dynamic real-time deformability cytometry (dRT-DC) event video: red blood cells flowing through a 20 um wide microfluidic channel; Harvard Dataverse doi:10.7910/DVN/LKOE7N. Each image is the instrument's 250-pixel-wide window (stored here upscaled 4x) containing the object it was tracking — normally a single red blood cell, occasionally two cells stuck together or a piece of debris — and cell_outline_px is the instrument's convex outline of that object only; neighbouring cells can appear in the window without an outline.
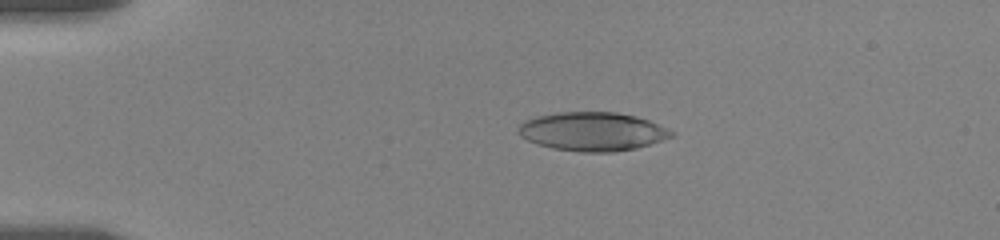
{"species": "human", "species_latin": "Homo sapiens", "temperature_condition": "room temperature", "stored_images_in_passage": 59, "camera_frame_rate_fps": 3000, "um_per_image_px": 0.085, "donor": {"sex": "female"}, "frame": {"image": 1, "passage_image": 11, "time_ms": 3.333, "image_size_px": [1000, 240], "cell_outline_px": [[676, 132], [672, 136], [636, 148], [612, 152], [580, 152], [552, 148], [536, 144], [520, 136], [520, 124], [524, 120], [536, 116], [556, 112], [616, 112], [636, 116], [648, 120]], "centroid_in_image_um": [50.34, 11.17], "position_along_channel_um": 34.7, "area_um2": 34.39}}
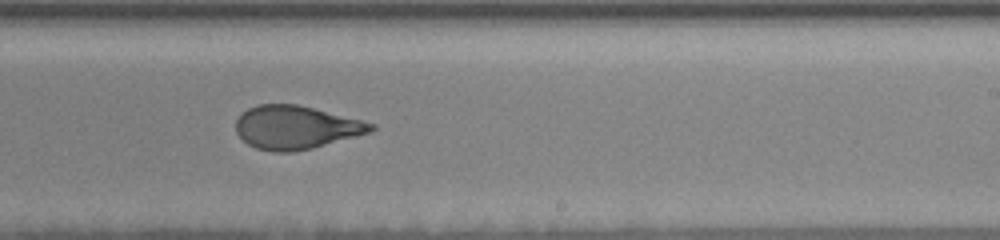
{"frame": {"image": 2, "passage_image": 34, "time_ms": 11.333, "image_size_px": [1000, 240], "cell_outline_px": [[376, 128], [372, 132], [312, 148], [292, 152], [276, 152], [256, 148], [248, 144], [236, 132], [236, 120], [248, 108], [256, 104], [296, 104], [376, 124]], "centroid_in_image_um": [25.15, 10.83], "position_along_channel_um": 263.9, "area_um2": 33.81}}
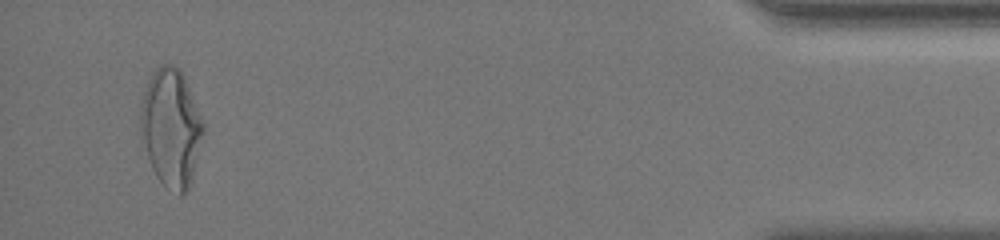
{"frame": {"image": 3, "passage_image": 58, "time_ms": 17.667, "image_size_px": [1000, 240], "cell_outline_px": [[204, 132], [192, 180], [188, 188], [180, 196], [164, 184], [156, 176], [152, 168], [140, 136], [140, 108], [144, 92], [148, 80], [152, 72], [160, 64], [172, 64], [180, 68], [184, 76], [204, 124]], "centroid_in_image_um": [14.53, 10.84], "position_along_channel_um": 420.7, "area_um2": 43.06}, "authors_computed_cell_mechanics": {"area_um2": 35.0268, "velocity_mm_per_s": 3.511, "shape_relaxation_time_tau1_ms": 5.4342, "shape_relaxation_time_tau2_ms": 0.9851, "deformation_change_tau1": 0.1743, "deformation_change_tau2": 0.0806}}